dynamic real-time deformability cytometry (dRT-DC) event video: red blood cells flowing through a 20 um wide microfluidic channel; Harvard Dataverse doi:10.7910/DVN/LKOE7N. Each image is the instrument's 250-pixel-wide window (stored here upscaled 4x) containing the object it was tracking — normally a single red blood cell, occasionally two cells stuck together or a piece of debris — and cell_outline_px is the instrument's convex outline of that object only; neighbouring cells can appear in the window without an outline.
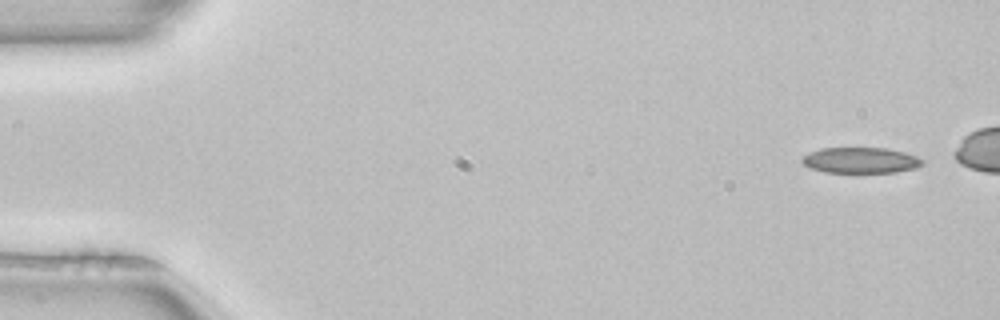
{"species": "common noctule bat (a hibernating species)", "species_latin": "Nyctalus noctula", "temperature_condition": "room temperature", "stored_images_in_passage": 6, "camera_frame_rate_fps": 3000, "um_per_image_px": 0.085, "animal": {"sex": "female", "body_mass_g": 22.7, "forearm_length_mm": 54.2}, "frame": {"image": 1, "passage_image": 1, "time_ms": 0.0, "image_size_px": [1000, 320], "cell_outline_px": [[924, 164], [916, 168], [896, 172], [824, 172], [808, 168], [800, 160], [808, 152], [820, 148], [888, 148], [904, 152], [916, 156], [924, 160]], "centroid_in_image_um": [73.14, 13.62], "position_along_channel_um": 11.9, "area_um2": 18.21}}